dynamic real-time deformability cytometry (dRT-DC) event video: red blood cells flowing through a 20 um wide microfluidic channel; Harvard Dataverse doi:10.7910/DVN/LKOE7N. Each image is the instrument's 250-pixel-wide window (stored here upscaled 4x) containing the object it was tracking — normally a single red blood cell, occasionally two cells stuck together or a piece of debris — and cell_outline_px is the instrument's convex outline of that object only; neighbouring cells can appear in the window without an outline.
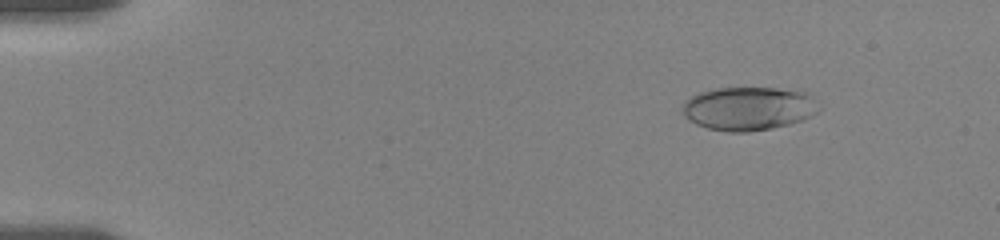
{"species": "human", "species_latin": "Homo sapiens", "temperature_condition": "room temperature", "stored_images_in_passage": 9, "camera_frame_rate_fps": 3000, "um_per_image_px": 0.085, "donor": {"sex": "female"}, "frame": {"image": 1, "passage_image": 4, "time_ms": 2.0, "image_size_px": [1000, 240], "cell_outline_px": [[820, 108], [816, 112], [800, 120], [788, 124], [772, 128], [748, 132], [728, 132], [708, 128], [696, 124], [688, 120], [684, 116], [684, 100], [700, 92], [716, 88], [776, 88], [800, 92], [808, 96]], "centroid_in_image_um": [63.55, 9.23], "position_along_channel_um": 21.5, "area_um2": 33.99}}